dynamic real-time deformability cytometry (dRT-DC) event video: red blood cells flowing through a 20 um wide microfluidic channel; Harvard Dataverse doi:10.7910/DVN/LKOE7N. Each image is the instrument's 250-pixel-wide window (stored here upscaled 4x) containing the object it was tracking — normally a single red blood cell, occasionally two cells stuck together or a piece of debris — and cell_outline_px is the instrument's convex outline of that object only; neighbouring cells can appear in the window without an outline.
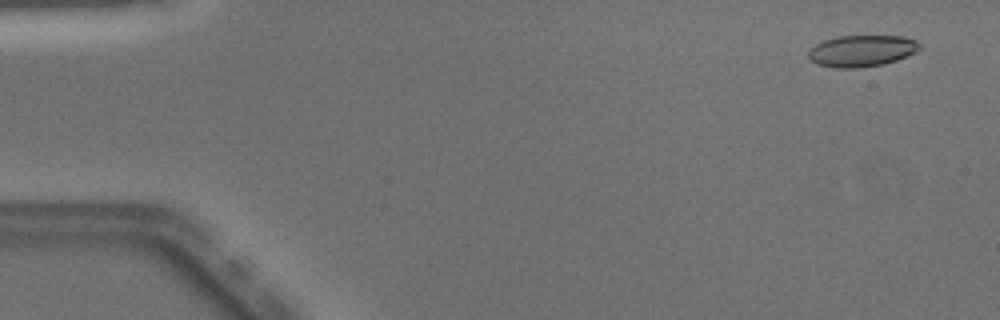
{"species": "Egyptian fruit bat (a non-hibernating species)", "species_latin": "Rousettus aegyptiacus", "temperature_condition": "warm", "stored_images_in_passage": 14, "camera_frame_rate_fps": 3000, "um_per_image_px": 0.085, "animal": {"sex": "male"}, "frame": {"image": 1, "passage_image": 3, "time_ms": 0.667, "image_size_px": [1000, 320], "cell_outline_px": [[920, 48], [916, 52], [896, 60], [884, 64], [860, 68], [832, 68], [816, 64], [808, 56], [808, 52], [816, 44], [824, 40], [836, 36], [904, 36], [916, 40], [920, 44]], "centroid_in_image_um": [73.25, 4.33], "position_along_channel_um": 11.8, "area_um2": 20.52}}